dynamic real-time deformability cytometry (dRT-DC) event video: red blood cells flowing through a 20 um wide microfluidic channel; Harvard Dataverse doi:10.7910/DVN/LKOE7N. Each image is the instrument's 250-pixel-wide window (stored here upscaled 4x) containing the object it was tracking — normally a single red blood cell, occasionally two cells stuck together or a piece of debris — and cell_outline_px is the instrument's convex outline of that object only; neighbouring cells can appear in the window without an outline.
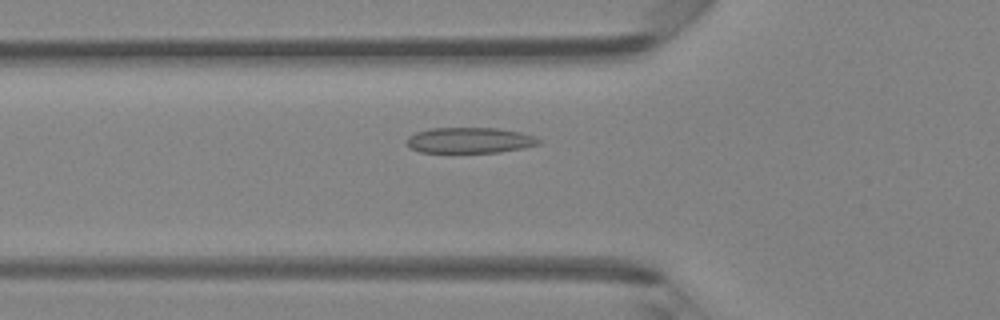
{"species": "Egyptian fruit bat (a non-hibernating species)", "species_latin": "Rousettus aegyptiacus", "temperature_condition": "room temperature", "stored_images_in_passage": 48, "camera_frame_rate_fps": 3000, "um_per_image_px": 0.085, "animal": {"sex": "female"}, "frame": {"image": 1, "passage_image": 17, "time_ms": 5.333, "image_size_px": [1000, 320], "cell_outline_px": [[540, 144], [524, 148], [500, 152], [420, 152], [412, 148], [404, 140], [408, 136], [416, 132], [432, 128], [496, 128], [520, 132], [532, 136], [540, 140]], "centroid_in_image_um": [39.91, 11.92], "position_along_channel_um": 85.9, "area_um2": 19.65}}
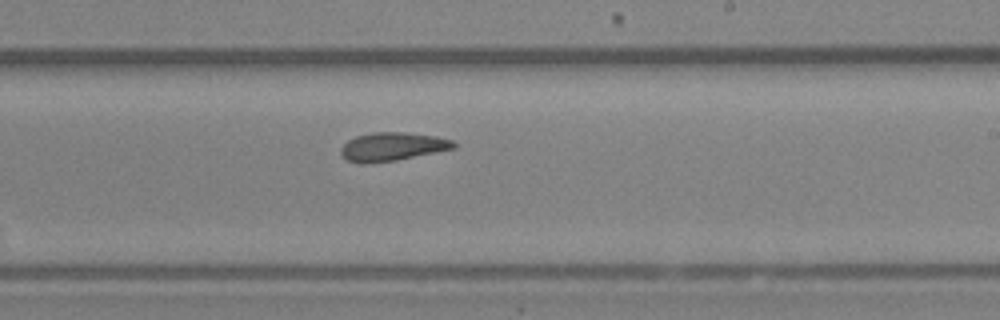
{"frame": {"image": 2, "passage_image": 29, "time_ms": 9.333, "image_size_px": [1000, 320], "cell_outline_px": [[456, 148], [396, 160], [364, 164], [360, 164], [348, 160], [340, 152], [340, 148], [348, 140], [356, 136], [372, 132], [404, 132], [436, 136], [452, 140], [456, 144]], "centroid_in_image_um": [33.34, 12.46], "position_along_channel_um": 255.7, "area_um2": 18.67}}
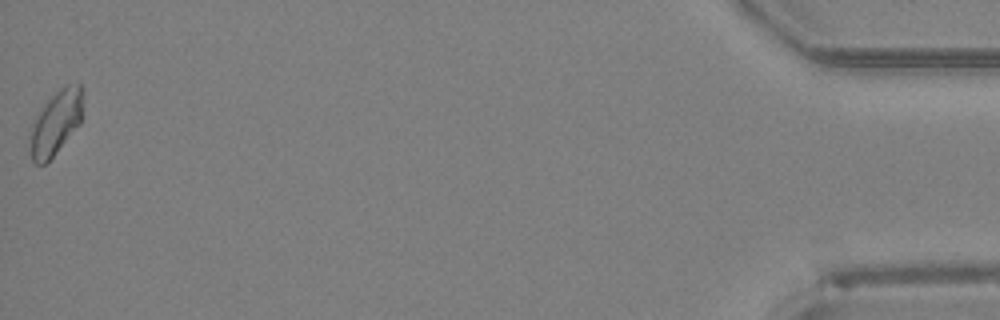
{"frame": {"image": 3, "passage_image": 48, "time_ms": 15.667, "image_size_px": [1000, 320], "cell_outline_px": [[84, 92], [80, 124], [56, 152], [44, 164], [36, 164], [32, 160], [28, 136], [32, 124], [36, 116], [44, 104], [64, 84], [80, 84], [84, 88]], "centroid_in_image_um": [4.75, 10.4], "position_along_channel_um": 430.4, "area_um2": 19.83}, "authors_computed_cell_mechanics": {"area_um2": 19.1896, "velocity_mm_per_s": 4.2538, "shape_relaxation_time_tau1_ms": null, "shape_relaxation_time_tau2_ms": 2.9338, "deformation_change_tau1": null, "deformation_change_tau2": 0.1015}}